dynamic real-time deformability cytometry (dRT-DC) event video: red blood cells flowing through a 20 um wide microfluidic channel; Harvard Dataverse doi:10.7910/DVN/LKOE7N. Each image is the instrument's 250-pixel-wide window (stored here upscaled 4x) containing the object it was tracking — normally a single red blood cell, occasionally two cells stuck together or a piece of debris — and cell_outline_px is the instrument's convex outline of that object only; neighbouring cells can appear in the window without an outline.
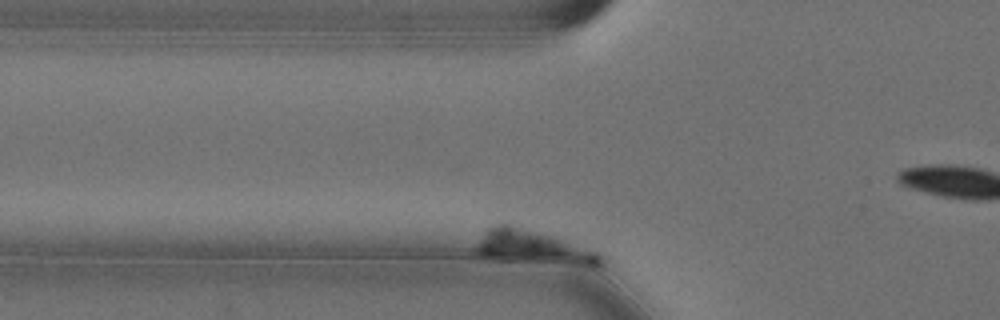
{"species": "Egyptian fruit bat (a non-hibernating species)", "species_latin": "Rousettus aegyptiacus", "temperature_condition": "cold", "stored_images_in_passage": 65, "camera_frame_rate_fps": 3000, "um_per_image_px": 0.085, "animal": {"sex": "female"}, "frame": {"image": 1, "passage_image": 3, "time_ms": 0.667, "image_size_px": [1000, 320], "cell_outline_px": [[604, 268], [592, 268], [492, 260], [476, 252], [476, 248], [484, 232], [488, 228], [496, 224], [508, 224], [552, 236], [596, 252], [600, 256], [604, 264]], "centroid_in_image_um": [45.38, 21.11], "position_along_channel_um": 80.4, "area_um2": 25.03}}
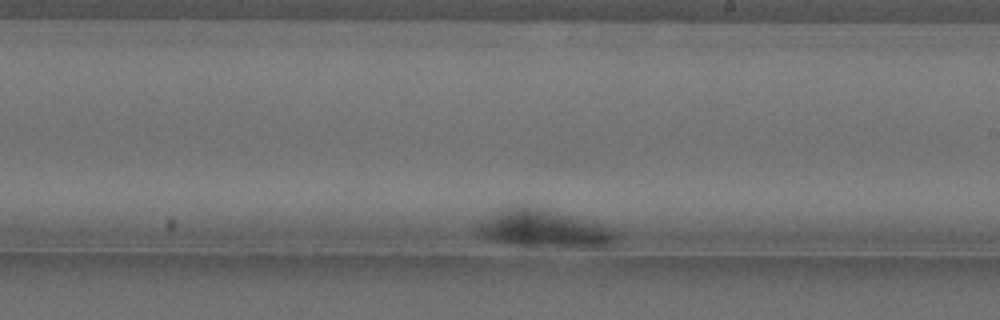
{"frame": {"image": 2, "passage_image": 41, "time_ms": 13.333, "image_size_px": [1000, 320], "cell_outline_px": [[616, 248], [524, 248], [488, 240], [480, 236], [480, 228], [484, 224], [500, 212], [520, 204], [524, 204], [572, 216], [596, 224], [616, 232]], "centroid_in_image_um": [46.37, 19.55], "position_along_channel_um": 242.6, "area_um2": 30.46}}
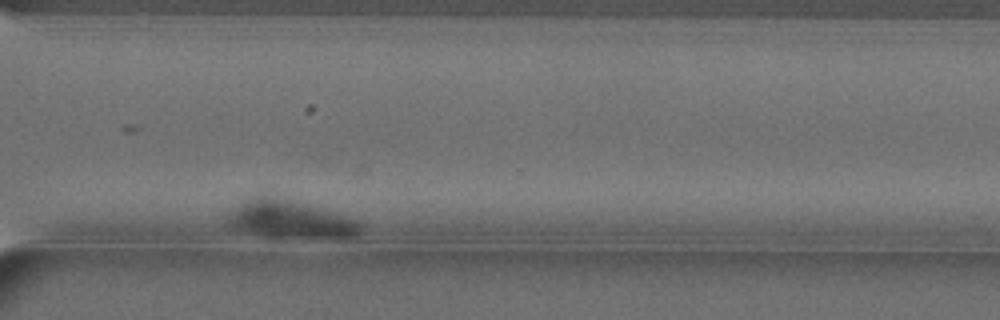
{"frame": {"image": 3, "passage_image": 60, "time_ms": 19.667, "image_size_px": [1000, 320], "cell_outline_px": [[360, 232], [352, 236], [264, 236], [248, 232], [236, 228], [228, 224], [224, 220], [228, 212], [240, 204], [248, 200], [264, 196], [268, 196], [288, 200], [336, 212], [356, 220], [360, 224]], "centroid_in_image_um": [24.59, 18.64], "position_along_channel_um": 346.0, "area_um2": 27.86}}